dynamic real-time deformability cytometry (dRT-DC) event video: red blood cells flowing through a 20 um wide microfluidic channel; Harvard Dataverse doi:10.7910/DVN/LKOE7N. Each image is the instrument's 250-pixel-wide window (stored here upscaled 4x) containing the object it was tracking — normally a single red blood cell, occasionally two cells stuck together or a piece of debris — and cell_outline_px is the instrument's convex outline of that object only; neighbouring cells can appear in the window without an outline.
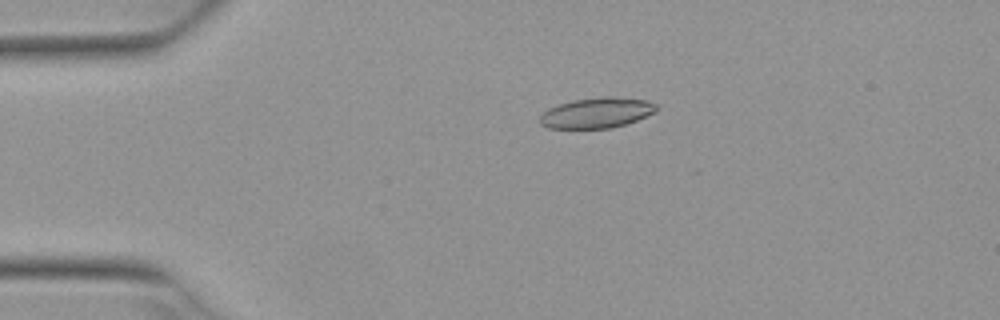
{"species": "Egyptian fruit bat (a non-hibernating species)", "species_latin": "Rousettus aegyptiacus", "temperature_condition": "warm", "stored_images_in_passage": 3, "camera_frame_rate_fps": 3000, "um_per_image_px": 0.085, "animal": {"sex": "female"}, "frame": {"image": 1, "passage_image": 1, "time_ms": 0.0, "image_size_px": [1000, 320], "cell_outline_px": [[660, 108], [656, 112], [636, 120], [612, 128], [548, 128], [540, 124], [540, 116], [548, 108], [572, 100], [604, 96], [612, 96], [648, 100], [656, 104]], "centroid_in_image_um": [50.75, 9.58], "position_along_channel_um": 34.2, "area_um2": 20.75}}